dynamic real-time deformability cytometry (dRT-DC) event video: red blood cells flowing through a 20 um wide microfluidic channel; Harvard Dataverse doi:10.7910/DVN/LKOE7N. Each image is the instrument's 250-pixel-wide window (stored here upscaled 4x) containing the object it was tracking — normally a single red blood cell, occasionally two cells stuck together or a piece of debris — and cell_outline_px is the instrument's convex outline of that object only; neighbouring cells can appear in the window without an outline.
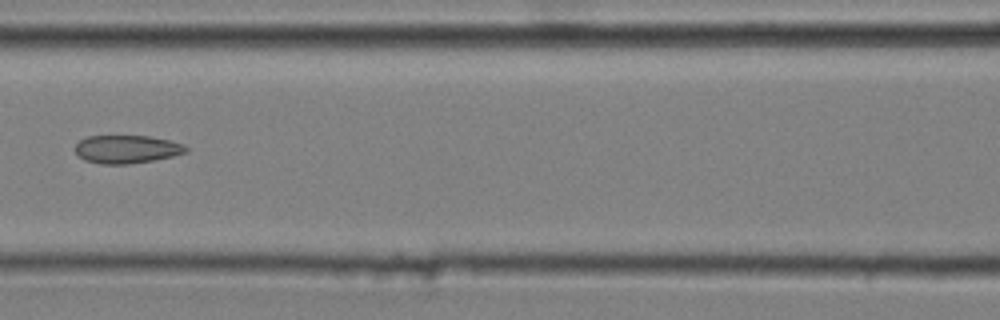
{"species": "common noctule bat (a hibernating species)", "species_latin": "Nyctalus noctula", "temperature_condition": "cold", "stored_images_in_passage": 8, "camera_frame_rate_fps": 3000, "um_per_image_px": 0.085, "animal": {"sex": "male", "body_mass_g": 20.4}, "frame": {"image": 1, "passage_image": 5, "time_ms": 1.333, "image_size_px": [1000, 320], "cell_outline_px": [[188, 152], [172, 156], [152, 160], [128, 164], [100, 164], [84, 160], [76, 156], [72, 148], [80, 140], [88, 136], [148, 136], [168, 140], [184, 144], [188, 148]], "centroid_in_image_um": [10.71, 12.69], "position_along_channel_um": 155.9, "area_um2": 18.32}}
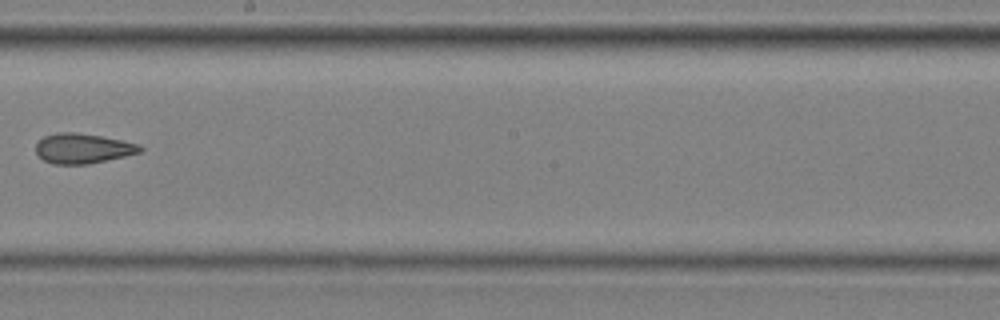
{"frame": {"image": 2, "passage_image": 7, "time_ms": 2.0, "image_size_px": [1000, 320], "cell_outline_px": [[144, 148], [140, 152], [124, 156], [88, 164], [56, 164], [44, 160], [36, 152], [36, 144], [44, 136], [56, 132], [76, 132], [100, 136], [140, 144]], "centroid_in_image_um": [7.03, 12.61], "position_along_channel_um": 241.2, "area_um2": 18.03}}
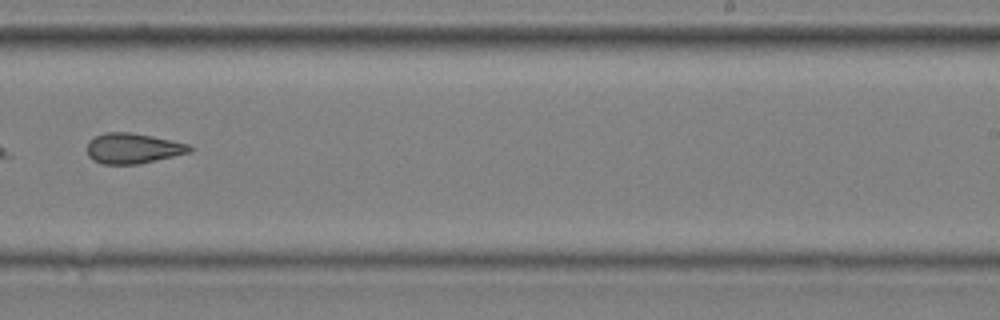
{"frame": {"image": 3, "passage_image": 8, "time_ms": 2.333, "image_size_px": [1000, 320], "cell_outline_px": [[196, 148], [192, 152], [140, 164], [104, 164], [92, 160], [88, 156], [88, 140], [104, 132], [128, 132], [152, 136], [172, 140], [188, 144]], "centroid_in_image_um": [11.33, 12.61], "position_along_channel_um": 277.7, "area_um2": 18.32}}